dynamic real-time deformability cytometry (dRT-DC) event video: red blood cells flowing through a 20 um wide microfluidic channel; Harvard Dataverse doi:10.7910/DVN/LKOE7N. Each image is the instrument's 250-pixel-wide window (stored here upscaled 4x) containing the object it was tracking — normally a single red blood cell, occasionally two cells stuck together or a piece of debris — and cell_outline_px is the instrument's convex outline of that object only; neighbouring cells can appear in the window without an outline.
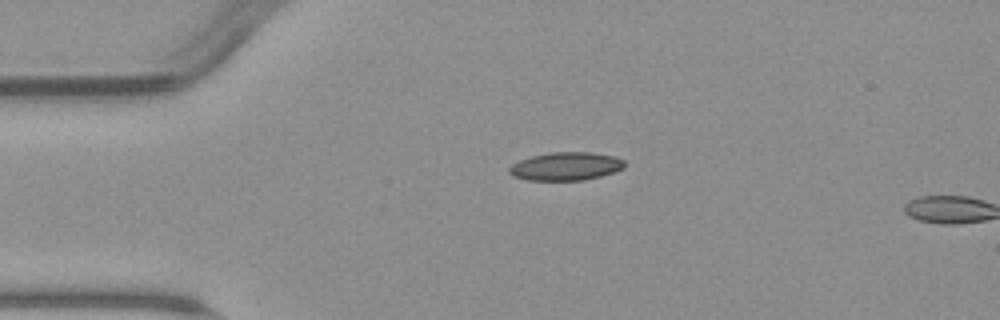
{"species": "common noctule bat (a hibernating species)", "species_latin": "Nyctalus noctula", "temperature_condition": "warm", "stored_images_in_passage": 2, "camera_frame_rate_fps": 3000, "um_per_image_px": 0.085, "animal": {"sex": "male", "body_mass_g": 23.1, "forearm_length_mm": 52.7}, "frame": {"image": 1, "passage_image": 1, "time_ms": 0.0, "image_size_px": [1000, 320], "cell_outline_px": [[624, 168], [600, 176], [584, 180], [528, 180], [512, 176], [508, 172], [508, 168], [512, 164], [520, 160], [532, 156], [552, 152], [592, 152], [612, 156], [624, 160]], "centroid_in_image_um": [48.06, 14.13], "position_along_channel_um": 36.9, "area_um2": 18.84}}